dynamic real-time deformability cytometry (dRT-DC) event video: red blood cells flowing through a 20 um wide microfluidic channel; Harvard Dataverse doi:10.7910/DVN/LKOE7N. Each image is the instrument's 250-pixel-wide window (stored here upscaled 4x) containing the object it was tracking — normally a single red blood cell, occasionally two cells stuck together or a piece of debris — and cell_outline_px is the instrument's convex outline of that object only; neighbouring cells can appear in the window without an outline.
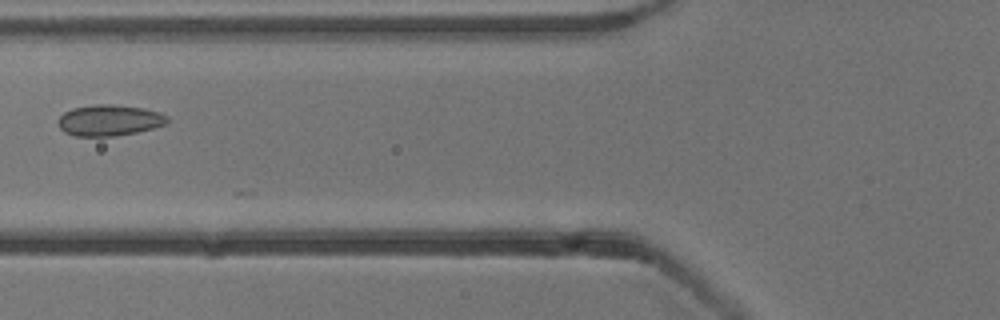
{"species": "common noctule bat (a hibernating species)", "species_latin": "Nyctalus noctula", "temperature_condition": "cold", "stored_images_in_passage": 15, "camera_frame_rate_fps": 3000, "um_per_image_px": 0.085, "animal": {"sex": "male", "body_mass_g": 13.3}, "frame": {"image": 1, "passage_image": 9, "time_ms": 2.667, "image_size_px": [1000, 320], "cell_outline_px": [[168, 124], [136, 132], [116, 136], [76, 136], [64, 132], [56, 124], [56, 120], [64, 112], [72, 108], [96, 104], [112, 104], [144, 108], [160, 112], [168, 116]], "centroid_in_image_um": [9.28, 10.22], "position_along_channel_um": 116.5, "area_um2": 20.0}}
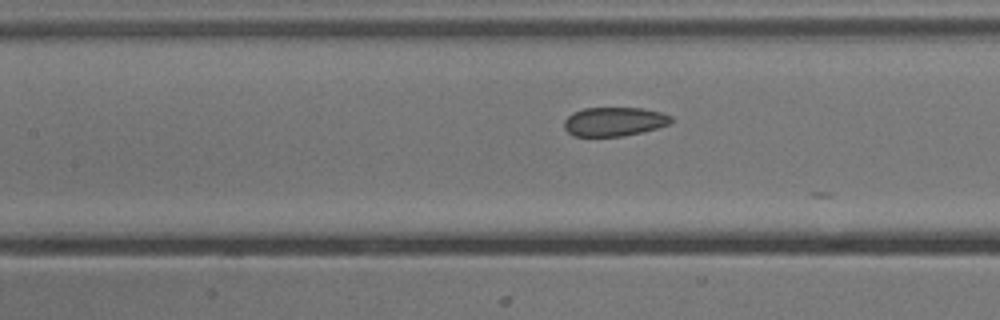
{"frame": {"image": 2, "passage_image": 12, "time_ms": 3.667, "image_size_px": [1000, 320], "cell_outline_px": [[672, 124], [624, 136], [576, 136], [568, 132], [564, 128], [564, 120], [572, 112], [584, 108], [644, 108], [660, 112], [672, 116]], "centroid_in_image_um": [52.21, 10.33], "position_along_channel_um": 155.2, "area_um2": 18.09}}